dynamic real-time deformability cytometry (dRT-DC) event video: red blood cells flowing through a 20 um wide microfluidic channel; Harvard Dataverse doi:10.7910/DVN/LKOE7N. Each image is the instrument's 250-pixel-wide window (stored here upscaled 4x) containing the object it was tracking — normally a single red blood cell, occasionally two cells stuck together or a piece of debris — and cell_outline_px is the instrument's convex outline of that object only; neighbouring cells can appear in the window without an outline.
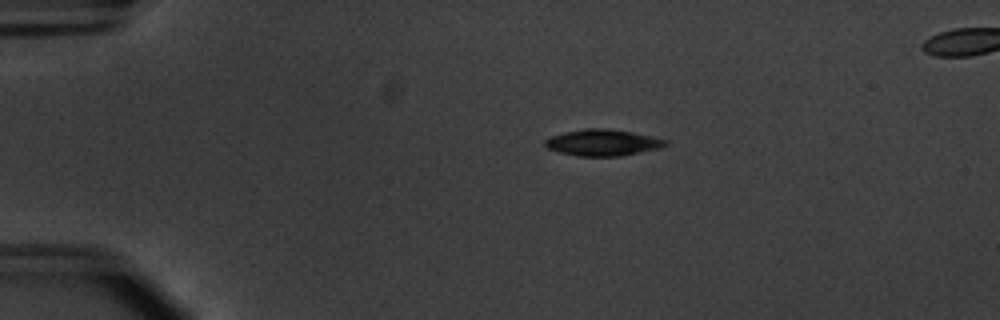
{"species": "common noctule bat (a hibernating species)", "species_latin": "Nyctalus noctula", "temperature_condition": "warm", "stored_images_in_passage": 49, "camera_frame_rate_fps": 3000, "um_per_image_px": 0.085, "animal": {"sex": "male", "body_mass_g": 20.1, "forearm_length_mm": 53.5}, "frame": {"image": 1, "passage_image": 6, "time_ms": 1.667, "image_size_px": [1000, 320], "cell_outline_px": [[668, 144], [660, 148], [620, 156], [576, 156], [560, 152], [548, 148], [544, 144], [544, 140], [552, 136], [564, 132], [584, 128], [608, 128], [632, 132], [652, 136], [668, 140]], "centroid_in_image_um": [51.24, 12.11], "position_along_channel_um": 33.8, "area_um2": 18.55}}
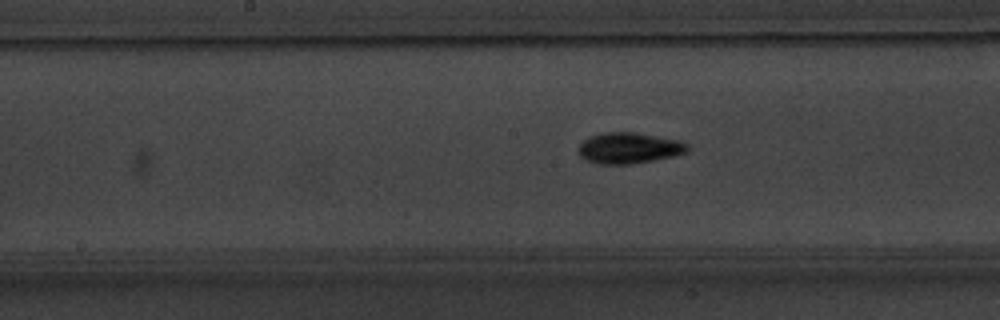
{"frame": {"image": 2, "passage_image": 23, "time_ms": 7.333, "image_size_px": [1000, 320], "cell_outline_px": [[688, 148], [684, 152], [672, 156], [632, 164], [596, 164], [580, 156], [576, 148], [584, 140], [592, 136], [604, 132], [632, 132], [680, 140], [688, 144]], "centroid_in_image_um": [53.42, 12.58], "position_along_channel_um": 194.8, "area_um2": 19.48}}
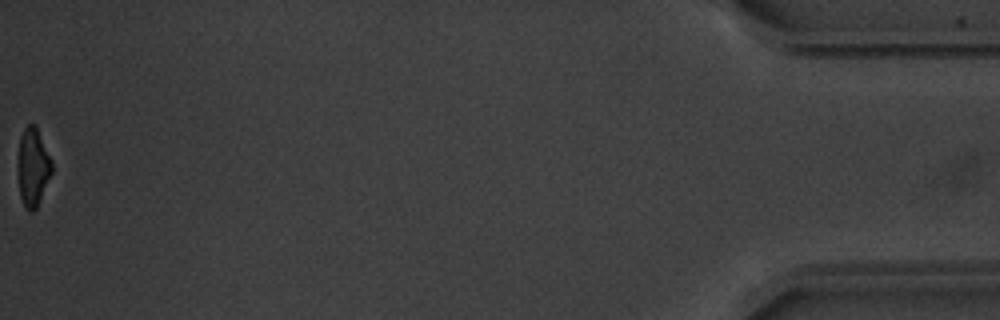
{"frame": {"image": 3, "passage_image": 49, "time_ms": 16.0, "image_size_px": [1000, 320], "cell_outline_px": [[52, 172], [36, 208], [32, 212], [24, 204], [20, 196], [20, 136], [24, 128], [28, 124], [36, 124], [52, 160]], "centroid_in_image_um": [2.85, 14.14], "position_along_channel_um": 432.4, "area_um2": 14.8}, "authors_computed_cell_mechanics": {"area_um2": 18.1492, "velocity_mm_per_s": 3.7889, "shape_relaxation_time_tau1_ms": 2.5832, "shape_relaxation_time_tau2_ms": 5.2921, "deformation_change_tau1": 0.1435, "deformation_change_tau2": 0.1144}}